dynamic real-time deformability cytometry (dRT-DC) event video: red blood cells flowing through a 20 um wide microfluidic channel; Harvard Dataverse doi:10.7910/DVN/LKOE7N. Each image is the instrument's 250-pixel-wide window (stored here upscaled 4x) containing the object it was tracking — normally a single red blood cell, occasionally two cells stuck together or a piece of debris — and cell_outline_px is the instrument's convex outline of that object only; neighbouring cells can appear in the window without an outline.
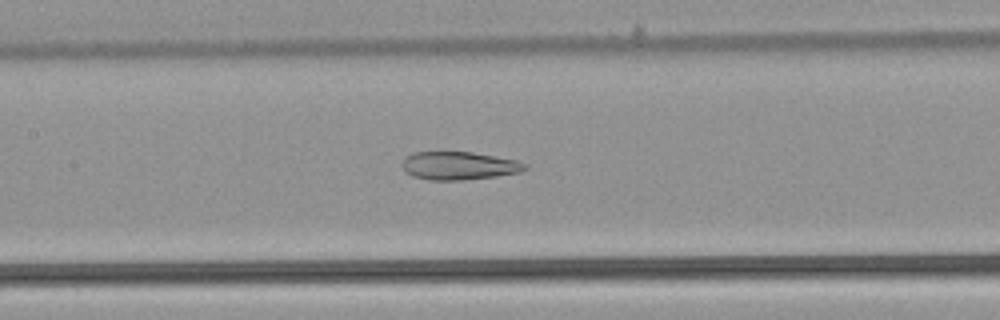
{"species": "common noctule bat (a hibernating species)", "species_latin": "Nyctalus noctula", "temperature_condition": "warm", "stored_images_in_passage": 52, "camera_frame_rate_fps": 3000, "um_per_image_px": 0.085, "animal": {"sex": "male", "body_mass_g": 21.5, "forearm_length_mm": 52.0}, "frame": {"image": 1, "passage_image": 25, "time_ms": 8.0, "image_size_px": [1000, 320], "cell_outline_px": [[528, 168], [520, 172], [496, 176], [464, 180], [432, 180], [412, 176], [404, 172], [400, 164], [412, 152], [472, 152], [516, 160], [528, 164]], "centroid_in_image_um": [39.0, 14.09], "position_along_channel_um": 168.4, "area_um2": 20.17}}
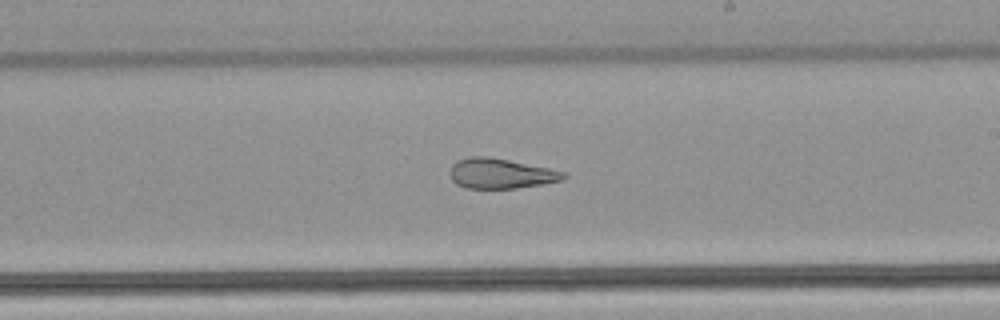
{"frame": {"image": 2, "passage_image": 31, "time_ms": 10.0, "image_size_px": [1000, 320], "cell_outline_px": [[568, 176], [564, 180], [544, 184], [516, 188], [468, 188], [456, 184], [452, 180], [452, 164], [456, 160], [468, 156], [488, 156], [568, 172]], "centroid_in_image_um": [42.61, 14.74], "position_along_channel_um": 246.4, "area_um2": 19.94}}
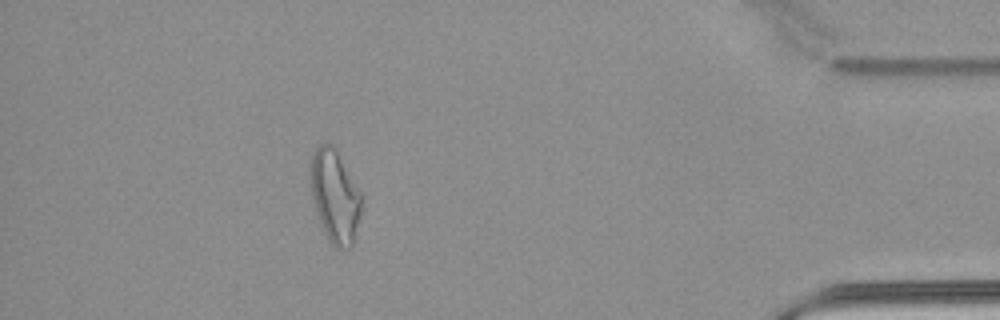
{"frame": {"image": 3, "passage_image": 47, "time_ms": 15.333, "image_size_px": [1000, 320], "cell_outline_px": [[360, 216], [352, 244], [348, 248], [336, 248], [328, 240], [324, 232], [316, 212], [312, 196], [308, 176], [312, 156], [316, 148], [320, 144], [332, 144], [360, 196]], "centroid_in_image_um": [28.4, 16.71], "position_along_channel_um": 406.8, "area_um2": 26.65}, "authors_computed_cell_mechanics": {"area_um2": 26.4435, "velocity_mm_per_s": 3.9178, "shape_relaxation_time_tau1_ms": null, "shape_relaxation_time_tau2_ms": 2.375, "deformation_change_tau1": null, "deformation_change_tau2": 0.1171}}